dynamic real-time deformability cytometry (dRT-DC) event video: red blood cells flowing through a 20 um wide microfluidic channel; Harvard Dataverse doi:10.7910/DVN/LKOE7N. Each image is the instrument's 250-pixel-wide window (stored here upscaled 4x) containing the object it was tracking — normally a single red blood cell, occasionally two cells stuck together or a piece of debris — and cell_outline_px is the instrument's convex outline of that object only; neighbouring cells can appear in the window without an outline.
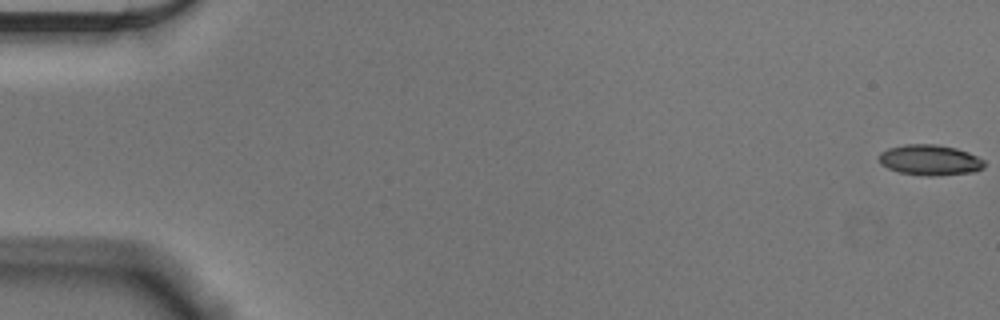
{"species": "Egyptian fruit bat (a non-hibernating species)", "species_latin": "Rousettus aegyptiacus", "temperature_condition": "cold", "stored_images_in_passage": 56, "camera_frame_rate_fps": 3000, "um_per_image_px": 0.085, "animal": {"sex": "male"}, "frame": {"image": 1, "passage_image": 1, "time_ms": 0.0, "image_size_px": [1000, 320], "cell_outline_px": [[984, 168], [972, 172], [936, 176], [924, 176], [900, 172], [888, 168], [880, 164], [880, 152], [888, 148], [904, 144], [936, 144], [956, 148], [968, 152], [984, 160]], "centroid_in_image_um": [79.04, 13.6], "position_along_channel_um": 6.0, "area_um2": 18.79}}
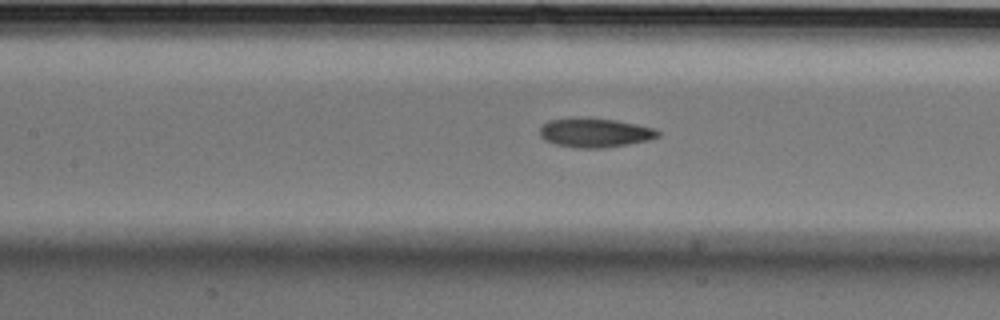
{"frame": {"image": 2, "passage_image": 26, "time_ms": 8.333, "image_size_px": [1000, 320], "cell_outline_px": [[660, 136], [648, 140], [628, 144], [604, 148], [576, 148], [556, 144], [544, 140], [540, 136], [540, 128], [548, 120], [616, 120], [636, 124], [652, 128], [660, 132]], "centroid_in_image_um": [50.59, 11.33], "position_along_channel_um": 156.8, "area_um2": 19.31}}
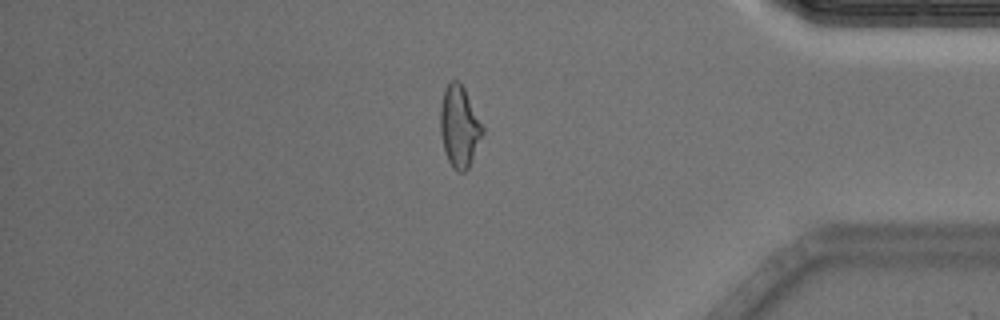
{"frame": {"image": 3, "passage_image": 48, "time_ms": 15.667, "image_size_px": [1000, 320], "cell_outline_px": [[484, 132], [468, 168], [464, 172], [456, 172], [452, 168], [448, 160], [444, 148], [440, 132], [440, 108], [444, 92], [448, 84], [452, 80], [460, 80], [484, 128]], "centroid_in_image_um": [39.04, 10.77], "position_along_channel_um": 396.2, "area_um2": 19.88}, "authors_computed_cell_mechanics": {"area_um2": 19.5942, "velocity_mm_per_s": 3.6375, "shape_relaxation_time_tau1_ms": 6.6446, "shape_relaxation_time_tau2_ms": 3.3169, "deformation_change_tau1": 0.1571, "deformation_change_tau2": 0.1074}}